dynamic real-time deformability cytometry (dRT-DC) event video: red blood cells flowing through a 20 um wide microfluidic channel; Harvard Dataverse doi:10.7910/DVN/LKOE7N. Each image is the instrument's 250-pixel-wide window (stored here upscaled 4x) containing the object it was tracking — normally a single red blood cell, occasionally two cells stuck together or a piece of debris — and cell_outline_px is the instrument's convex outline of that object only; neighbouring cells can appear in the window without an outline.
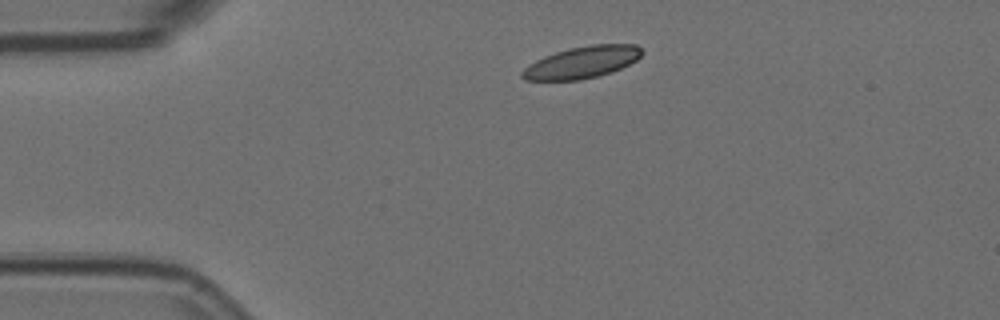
{"species": "Egyptian fruit bat (a non-hibernating species)", "species_latin": "Rousettus aegyptiacus", "temperature_condition": "room temperature", "stored_images_in_passage": 43, "camera_frame_rate_fps": 3000, "um_per_image_px": 0.085, "animal": {"sex": "female"}, "frame": {"image": 1, "passage_image": 1, "time_ms": 0.0, "image_size_px": [1000, 320], "cell_outline_px": [[644, 52], [636, 60], [612, 72], [580, 80], [524, 80], [520, 76], [520, 72], [528, 64], [544, 56], [568, 48], [592, 44], [636, 44]], "centroid_in_image_um": [49.44, 5.29], "position_along_channel_um": 35.6, "area_um2": 22.25}}
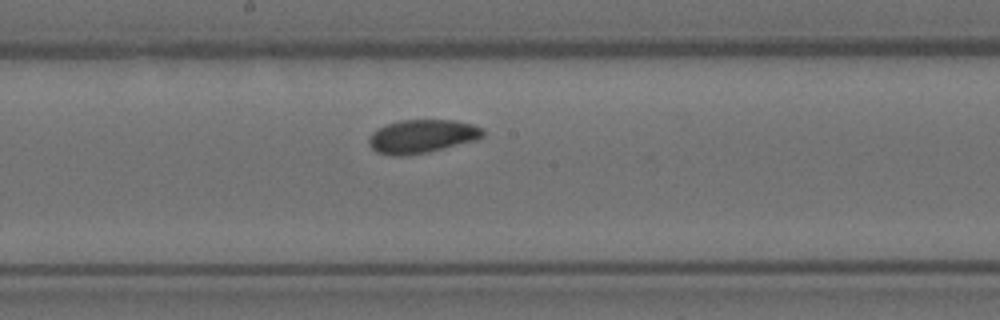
{"frame": {"image": 2, "passage_image": 19, "time_ms": 6.0, "image_size_px": [1000, 320], "cell_outline_px": [[484, 136], [476, 140], [424, 152], [400, 156], [392, 156], [376, 152], [368, 144], [368, 140], [372, 132], [376, 128], [400, 120], [456, 120], [472, 124], [484, 128]], "centroid_in_image_um": [35.85, 11.57], "position_along_channel_um": 212.3, "area_um2": 22.14}}
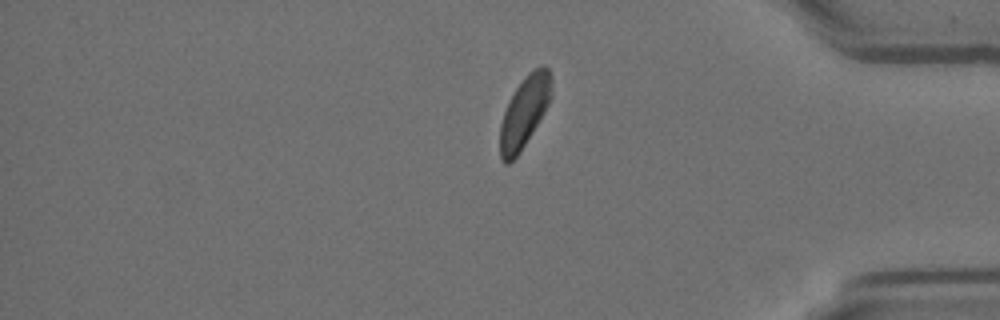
{"frame": {"image": 3, "passage_image": 36, "time_ms": 11.667, "image_size_px": [1000, 320], "cell_outline_px": [[552, 96], [544, 112], [524, 144], [516, 156], [508, 164], [504, 164], [500, 160], [500, 124], [504, 112], [516, 88], [528, 72], [540, 64], [544, 64], [548, 68], [552, 76]], "centroid_in_image_um": [44.59, 9.46], "position_along_channel_um": 390.6, "area_um2": 21.1}, "authors_computed_cell_mechanics": {"area_um2": 22.253, "velocity_mm_per_s": 3.5785, "shape_relaxation_time_tau1_ms": 6.5241, "shape_relaxation_time_tau2_ms": 5.7622, "deformation_change_tau1": 0.1352, "deformation_change_tau2": 0.0909}}